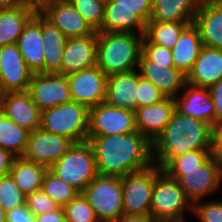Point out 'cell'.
<instances>
[{
    "instance_id": "obj_1",
    "label": "cell",
    "mask_w": 222,
    "mask_h": 222,
    "mask_svg": "<svg viewBox=\"0 0 222 222\" xmlns=\"http://www.w3.org/2000/svg\"><path fill=\"white\" fill-rule=\"evenodd\" d=\"M87 141L93 148L97 172L100 175L124 177L153 164L152 143L139 131L87 137Z\"/></svg>"
},
{
    "instance_id": "obj_2",
    "label": "cell",
    "mask_w": 222,
    "mask_h": 222,
    "mask_svg": "<svg viewBox=\"0 0 222 222\" xmlns=\"http://www.w3.org/2000/svg\"><path fill=\"white\" fill-rule=\"evenodd\" d=\"M199 149H214L213 127L175 110L163 132L152 143V160L163 169L174 157Z\"/></svg>"
},
{
    "instance_id": "obj_3",
    "label": "cell",
    "mask_w": 222,
    "mask_h": 222,
    "mask_svg": "<svg viewBox=\"0 0 222 222\" xmlns=\"http://www.w3.org/2000/svg\"><path fill=\"white\" fill-rule=\"evenodd\" d=\"M144 34L97 32L96 65L107 75L138 69Z\"/></svg>"
},
{
    "instance_id": "obj_4",
    "label": "cell",
    "mask_w": 222,
    "mask_h": 222,
    "mask_svg": "<svg viewBox=\"0 0 222 222\" xmlns=\"http://www.w3.org/2000/svg\"><path fill=\"white\" fill-rule=\"evenodd\" d=\"M192 208L178 181L161 169L154 181L150 216L156 222H186L184 213H192Z\"/></svg>"
},
{
    "instance_id": "obj_5",
    "label": "cell",
    "mask_w": 222,
    "mask_h": 222,
    "mask_svg": "<svg viewBox=\"0 0 222 222\" xmlns=\"http://www.w3.org/2000/svg\"><path fill=\"white\" fill-rule=\"evenodd\" d=\"M48 169L79 193L98 175L95 154L88 141L72 144Z\"/></svg>"
},
{
    "instance_id": "obj_6",
    "label": "cell",
    "mask_w": 222,
    "mask_h": 222,
    "mask_svg": "<svg viewBox=\"0 0 222 222\" xmlns=\"http://www.w3.org/2000/svg\"><path fill=\"white\" fill-rule=\"evenodd\" d=\"M151 14L152 0H108L105 3L102 27L98 32L144 34Z\"/></svg>"
},
{
    "instance_id": "obj_7",
    "label": "cell",
    "mask_w": 222,
    "mask_h": 222,
    "mask_svg": "<svg viewBox=\"0 0 222 222\" xmlns=\"http://www.w3.org/2000/svg\"><path fill=\"white\" fill-rule=\"evenodd\" d=\"M88 119L86 106L69 102L42 111L40 128L79 143L87 141Z\"/></svg>"
},
{
    "instance_id": "obj_8",
    "label": "cell",
    "mask_w": 222,
    "mask_h": 222,
    "mask_svg": "<svg viewBox=\"0 0 222 222\" xmlns=\"http://www.w3.org/2000/svg\"><path fill=\"white\" fill-rule=\"evenodd\" d=\"M82 194L99 222H117L124 215L121 177L98 174Z\"/></svg>"
},
{
    "instance_id": "obj_9",
    "label": "cell",
    "mask_w": 222,
    "mask_h": 222,
    "mask_svg": "<svg viewBox=\"0 0 222 222\" xmlns=\"http://www.w3.org/2000/svg\"><path fill=\"white\" fill-rule=\"evenodd\" d=\"M176 179L192 203L218 191L222 182V158L212 153L197 169L183 170V175H169Z\"/></svg>"
},
{
    "instance_id": "obj_10",
    "label": "cell",
    "mask_w": 222,
    "mask_h": 222,
    "mask_svg": "<svg viewBox=\"0 0 222 222\" xmlns=\"http://www.w3.org/2000/svg\"><path fill=\"white\" fill-rule=\"evenodd\" d=\"M160 170L161 167L153 163L121 177L124 214L150 215L154 181Z\"/></svg>"
},
{
    "instance_id": "obj_11",
    "label": "cell",
    "mask_w": 222,
    "mask_h": 222,
    "mask_svg": "<svg viewBox=\"0 0 222 222\" xmlns=\"http://www.w3.org/2000/svg\"><path fill=\"white\" fill-rule=\"evenodd\" d=\"M137 131L135 112L102 102L89 109L87 137L130 134Z\"/></svg>"
},
{
    "instance_id": "obj_12",
    "label": "cell",
    "mask_w": 222,
    "mask_h": 222,
    "mask_svg": "<svg viewBox=\"0 0 222 222\" xmlns=\"http://www.w3.org/2000/svg\"><path fill=\"white\" fill-rule=\"evenodd\" d=\"M72 102L88 109L105 102L108 76L97 66L67 75Z\"/></svg>"
},
{
    "instance_id": "obj_13",
    "label": "cell",
    "mask_w": 222,
    "mask_h": 222,
    "mask_svg": "<svg viewBox=\"0 0 222 222\" xmlns=\"http://www.w3.org/2000/svg\"><path fill=\"white\" fill-rule=\"evenodd\" d=\"M27 92L41 112L72 102L67 75L33 73Z\"/></svg>"
},
{
    "instance_id": "obj_14",
    "label": "cell",
    "mask_w": 222,
    "mask_h": 222,
    "mask_svg": "<svg viewBox=\"0 0 222 222\" xmlns=\"http://www.w3.org/2000/svg\"><path fill=\"white\" fill-rule=\"evenodd\" d=\"M38 11L67 38L86 37L95 32L68 0H48Z\"/></svg>"
},
{
    "instance_id": "obj_15",
    "label": "cell",
    "mask_w": 222,
    "mask_h": 222,
    "mask_svg": "<svg viewBox=\"0 0 222 222\" xmlns=\"http://www.w3.org/2000/svg\"><path fill=\"white\" fill-rule=\"evenodd\" d=\"M33 72L28 68L17 44L0 47V93L27 91Z\"/></svg>"
},
{
    "instance_id": "obj_16",
    "label": "cell",
    "mask_w": 222,
    "mask_h": 222,
    "mask_svg": "<svg viewBox=\"0 0 222 222\" xmlns=\"http://www.w3.org/2000/svg\"><path fill=\"white\" fill-rule=\"evenodd\" d=\"M74 144L69 138L47 132L40 127L30 132L23 158L47 168L59 160Z\"/></svg>"
},
{
    "instance_id": "obj_17",
    "label": "cell",
    "mask_w": 222,
    "mask_h": 222,
    "mask_svg": "<svg viewBox=\"0 0 222 222\" xmlns=\"http://www.w3.org/2000/svg\"><path fill=\"white\" fill-rule=\"evenodd\" d=\"M0 110L7 118L29 132L41 126V111L27 91L1 94Z\"/></svg>"
},
{
    "instance_id": "obj_18",
    "label": "cell",
    "mask_w": 222,
    "mask_h": 222,
    "mask_svg": "<svg viewBox=\"0 0 222 222\" xmlns=\"http://www.w3.org/2000/svg\"><path fill=\"white\" fill-rule=\"evenodd\" d=\"M137 70L143 79L151 81L168 98H176L187 83L186 75L175 65L156 64L142 53Z\"/></svg>"
},
{
    "instance_id": "obj_19",
    "label": "cell",
    "mask_w": 222,
    "mask_h": 222,
    "mask_svg": "<svg viewBox=\"0 0 222 222\" xmlns=\"http://www.w3.org/2000/svg\"><path fill=\"white\" fill-rule=\"evenodd\" d=\"M174 111V98L168 97L147 107L137 108L135 110L137 131L153 143L171 120Z\"/></svg>"
},
{
    "instance_id": "obj_20",
    "label": "cell",
    "mask_w": 222,
    "mask_h": 222,
    "mask_svg": "<svg viewBox=\"0 0 222 222\" xmlns=\"http://www.w3.org/2000/svg\"><path fill=\"white\" fill-rule=\"evenodd\" d=\"M97 31L86 37L68 38L62 57L61 74L68 75L96 65Z\"/></svg>"
},
{
    "instance_id": "obj_21",
    "label": "cell",
    "mask_w": 222,
    "mask_h": 222,
    "mask_svg": "<svg viewBox=\"0 0 222 222\" xmlns=\"http://www.w3.org/2000/svg\"><path fill=\"white\" fill-rule=\"evenodd\" d=\"M182 92L184 95L180 97ZM180 94L174 98L175 110L178 113L205 121L212 127L215 125V107L209 88L186 83Z\"/></svg>"
},
{
    "instance_id": "obj_22",
    "label": "cell",
    "mask_w": 222,
    "mask_h": 222,
    "mask_svg": "<svg viewBox=\"0 0 222 222\" xmlns=\"http://www.w3.org/2000/svg\"><path fill=\"white\" fill-rule=\"evenodd\" d=\"M16 44L28 68L33 73H44V45L39 11L26 24Z\"/></svg>"
},
{
    "instance_id": "obj_23",
    "label": "cell",
    "mask_w": 222,
    "mask_h": 222,
    "mask_svg": "<svg viewBox=\"0 0 222 222\" xmlns=\"http://www.w3.org/2000/svg\"><path fill=\"white\" fill-rule=\"evenodd\" d=\"M138 97V70L108 76L105 102L135 112Z\"/></svg>"
},
{
    "instance_id": "obj_24",
    "label": "cell",
    "mask_w": 222,
    "mask_h": 222,
    "mask_svg": "<svg viewBox=\"0 0 222 222\" xmlns=\"http://www.w3.org/2000/svg\"><path fill=\"white\" fill-rule=\"evenodd\" d=\"M222 78V49L203 46L186 82L196 87L210 88Z\"/></svg>"
},
{
    "instance_id": "obj_25",
    "label": "cell",
    "mask_w": 222,
    "mask_h": 222,
    "mask_svg": "<svg viewBox=\"0 0 222 222\" xmlns=\"http://www.w3.org/2000/svg\"><path fill=\"white\" fill-rule=\"evenodd\" d=\"M193 24L203 46L222 49V1L200 3Z\"/></svg>"
},
{
    "instance_id": "obj_26",
    "label": "cell",
    "mask_w": 222,
    "mask_h": 222,
    "mask_svg": "<svg viewBox=\"0 0 222 222\" xmlns=\"http://www.w3.org/2000/svg\"><path fill=\"white\" fill-rule=\"evenodd\" d=\"M38 7L21 3L11 9H0V47L16 44L29 20L37 13Z\"/></svg>"
},
{
    "instance_id": "obj_27",
    "label": "cell",
    "mask_w": 222,
    "mask_h": 222,
    "mask_svg": "<svg viewBox=\"0 0 222 222\" xmlns=\"http://www.w3.org/2000/svg\"><path fill=\"white\" fill-rule=\"evenodd\" d=\"M202 48L203 43L198 28L191 23L184 29L171 49L175 68L187 76Z\"/></svg>"
},
{
    "instance_id": "obj_28",
    "label": "cell",
    "mask_w": 222,
    "mask_h": 222,
    "mask_svg": "<svg viewBox=\"0 0 222 222\" xmlns=\"http://www.w3.org/2000/svg\"><path fill=\"white\" fill-rule=\"evenodd\" d=\"M199 6L197 0H152V14L149 21H193Z\"/></svg>"
},
{
    "instance_id": "obj_29",
    "label": "cell",
    "mask_w": 222,
    "mask_h": 222,
    "mask_svg": "<svg viewBox=\"0 0 222 222\" xmlns=\"http://www.w3.org/2000/svg\"><path fill=\"white\" fill-rule=\"evenodd\" d=\"M47 167L29 161L22 156L15 157L10 169V175L25 196L41 190Z\"/></svg>"
},
{
    "instance_id": "obj_30",
    "label": "cell",
    "mask_w": 222,
    "mask_h": 222,
    "mask_svg": "<svg viewBox=\"0 0 222 222\" xmlns=\"http://www.w3.org/2000/svg\"><path fill=\"white\" fill-rule=\"evenodd\" d=\"M193 21L158 22L148 21L144 37L156 45L172 49L184 29Z\"/></svg>"
},
{
    "instance_id": "obj_31",
    "label": "cell",
    "mask_w": 222,
    "mask_h": 222,
    "mask_svg": "<svg viewBox=\"0 0 222 222\" xmlns=\"http://www.w3.org/2000/svg\"><path fill=\"white\" fill-rule=\"evenodd\" d=\"M30 132L15 124L0 110V147L11 152L15 157L24 154Z\"/></svg>"
},
{
    "instance_id": "obj_32",
    "label": "cell",
    "mask_w": 222,
    "mask_h": 222,
    "mask_svg": "<svg viewBox=\"0 0 222 222\" xmlns=\"http://www.w3.org/2000/svg\"><path fill=\"white\" fill-rule=\"evenodd\" d=\"M41 190L60 207L65 206L79 193L74 187L61 180L49 169L46 171Z\"/></svg>"
},
{
    "instance_id": "obj_33",
    "label": "cell",
    "mask_w": 222,
    "mask_h": 222,
    "mask_svg": "<svg viewBox=\"0 0 222 222\" xmlns=\"http://www.w3.org/2000/svg\"><path fill=\"white\" fill-rule=\"evenodd\" d=\"M212 153L214 149L189 151L174 157L162 170L168 175H183V170L197 169Z\"/></svg>"
},
{
    "instance_id": "obj_34",
    "label": "cell",
    "mask_w": 222,
    "mask_h": 222,
    "mask_svg": "<svg viewBox=\"0 0 222 222\" xmlns=\"http://www.w3.org/2000/svg\"><path fill=\"white\" fill-rule=\"evenodd\" d=\"M94 31L102 27L105 0H68Z\"/></svg>"
},
{
    "instance_id": "obj_35",
    "label": "cell",
    "mask_w": 222,
    "mask_h": 222,
    "mask_svg": "<svg viewBox=\"0 0 222 222\" xmlns=\"http://www.w3.org/2000/svg\"><path fill=\"white\" fill-rule=\"evenodd\" d=\"M25 199L10 173L0 177V204L6 212L25 205Z\"/></svg>"
},
{
    "instance_id": "obj_36",
    "label": "cell",
    "mask_w": 222,
    "mask_h": 222,
    "mask_svg": "<svg viewBox=\"0 0 222 222\" xmlns=\"http://www.w3.org/2000/svg\"><path fill=\"white\" fill-rule=\"evenodd\" d=\"M67 222H99L90 203L82 193L62 207Z\"/></svg>"
},
{
    "instance_id": "obj_37",
    "label": "cell",
    "mask_w": 222,
    "mask_h": 222,
    "mask_svg": "<svg viewBox=\"0 0 222 222\" xmlns=\"http://www.w3.org/2000/svg\"><path fill=\"white\" fill-rule=\"evenodd\" d=\"M192 213L200 222H222V200L196 202L193 204Z\"/></svg>"
},
{
    "instance_id": "obj_38",
    "label": "cell",
    "mask_w": 222,
    "mask_h": 222,
    "mask_svg": "<svg viewBox=\"0 0 222 222\" xmlns=\"http://www.w3.org/2000/svg\"><path fill=\"white\" fill-rule=\"evenodd\" d=\"M165 98L166 96L151 81L143 79L138 71L137 108L147 107Z\"/></svg>"
},
{
    "instance_id": "obj_39",
    "label": "cell",
    "mask_w": 222,
    "mask_h": 222,
    "mask_svg": "<svg viewBox=\"0 0 222 222\" xmlns=\"http://www.w3.org/2000/svg\"><path fill=\"white\" fill-rule=\"evenodd\" d=\"M25 204L35 216L52 212L60 207L42 190L27 195Z\"/></svg>"
},
{
    "instance_id": "obj_40",
    "label": "cell",
    "mask_w": 222,
    "mask_h": 222,
    "mask_svg": "<svg viewBox=\"0 0 222 222\" xmlns=\"http://www.w3.org/2000/svg\"><path fill=\"white\" fill-rule=\"evenodd\" d=\"M142 54L160 65H174L171 49L150 43L145 37L142 40Z\"/></svg>"
},
{
    "instance_id": "obj_41",
    "label": "cell",
    "mask_w": 222,
    "mask_h": 222,
    "mask_svg": "<svg viewBox=\"0 0 222 222\" xmlns=\"http://www.w3.org/2000/svg\"><path fill=\"white\" fill-rule=\"evenodd\" d=\"M65 45L44 46V73L61 74Z\"/></svg>"
},
{
    "instance_id": "obj_42",
    "label": "cell",
    "mask_w": 222,
    "mask_h": 222,
    "mask_svg": "<svg viewBox=\"0 0 222 222\" xmlns=\"http://www.w3.org/2000/svg\"><path fill=\"white\" fill-rule=\"evenodd\" d=\"M41 33L44 46L65 45L67 37L41 14Z\"/></svg>"
},
{
    "instance_id": "obj_43",
    "label": "cell",
    "mask_w": 222,
    "mask_h": 222,
    "mask_svg": "<svg viewBox=\"0 0 222 222\" xmlns=\"http://www.w3.org/2000/svg\"><path fill=\"white\" fill-rule=\"evenodd\" d=\"M6 222H36V216L25 204L7 211Z\"/></svg>"
},
{
    "instance_id": "obj_44",
    "label": "cell",
    "mask_w": 222,
    "mask_h": 222,
    "mask_svg": "<svg viewBox=\"0 0 222 222\" xmlns=\"http://www.w3.org/2000/svg\"><path fill=\"white\" fill-rule=\"evenodd\" d=\"M215 107V123L222 120V78L209 88Z\"/></svg>"
},
{
    "instance_id": "obj_45",
    "label": "cell",
    "mask_w": 222,
    "mask_h": 222,
    "mask_svg": "<svg viewBox=\"0 0 222 222\" xmlns=\"http://www.w3.org/2000/svg\"><path fill=\"white\" fill-rule=\"evenodd\" d=\"M36 222H67L62 207L41 215H36Z\"/></svg>"
},
{
    "instance_id": "obj_46",
    "label": "cell",
    "mask_w": 222,
    "mask_h": 222,
    "mask_svg": "<svg viewBox=\"0 0 222 222\" xmlns=\"http://www.w3.org/2000/svg\"><path fill=\"white\" fill-rule=\"evenodd\" d=\"M15 156L0 147V177L9 174Z\"/></svg>"
},
{
    "instance_id": "obj_47",
    "label": "cell",
    "mask_w": 222,
    "mask_h": 222,
    "mask_svg": "<svg viewBox=\"0 0 222 222\" xmlns=\"http://www.w3.org/2000/svg\"><path fill=\"white\" fill-rule=\"evenodd\" d=\"M213 146L214 153L222 158V120H219L213 126Z\"/></svg>"
},
{
    "instance_id": "obj_48",
    "label": "cell",
    "mask_w": 222,
    "mask_h": 222,
    "mask_svg": "<svg viewBox=\"0 0 222 222\" xmlns=\"http://www.w3.org/2000/svg\"><path fill=\"white\" fill-rule=\"evenodd\" d=\"M117 222H156V221L150 215L124 214Z\"/></svg>"
},
{
    "instance_id": "obj_49",
    "label": "cell",
    "mask_w": 222,
    "mask_h": 222,
    "mask_svg": "<svg viewBox=\"0 0 222 222\" xmlns=\"http://www.w3.org/2000/svg\"><path fill=\"white\" fill-rule=\"evenodd\" d=\"M21 3L20 0H0V9H11L17 7Z\"/></svg>"
},
{
    "instance_id": "obj_50",
    "label": "cell",
    "mask_w": 222,
    "mask_h": 222,
    "mask_svg": "<svg viewBox=\"0 0 222 222\" xmlns=\"http://www.w3.org/2000/svg\"><path fill=\"white\" fill-rule=\"evenodd\" d=\"M22 3H29L32 5L37 6L38 8L45 2H47V0H20Z\"/></svg>"
},
{
    "instance_id": "obj_51",
    "label": "cell",
    "mask_w": 222,
    "mask_h": 222,
    "mask_svg": "<svg viewBox=\"0 0 222 222\" xmlns=\"http://www.w3.org/2000/svg\"><path fill=\"white\" fill-rule=\"evenodd\" d=\"M0 222H6V211L0 204Z\"/></svg>"
},
{
    "instance_id": "obj_52",
    "label": "cell",
    "mask_w": 222,
    "mask_h": 222,
    "mask_svg": "<svg viewBox=\"0 0 222 222\" xmlns=\"http://www.w3.org/2000/svg\"><path fill=\"white\" fill-rule=\"evenodd\" d=\"M199 3H205V2H221L222 0H197Z\"/></svg>"
}]
</instances>
